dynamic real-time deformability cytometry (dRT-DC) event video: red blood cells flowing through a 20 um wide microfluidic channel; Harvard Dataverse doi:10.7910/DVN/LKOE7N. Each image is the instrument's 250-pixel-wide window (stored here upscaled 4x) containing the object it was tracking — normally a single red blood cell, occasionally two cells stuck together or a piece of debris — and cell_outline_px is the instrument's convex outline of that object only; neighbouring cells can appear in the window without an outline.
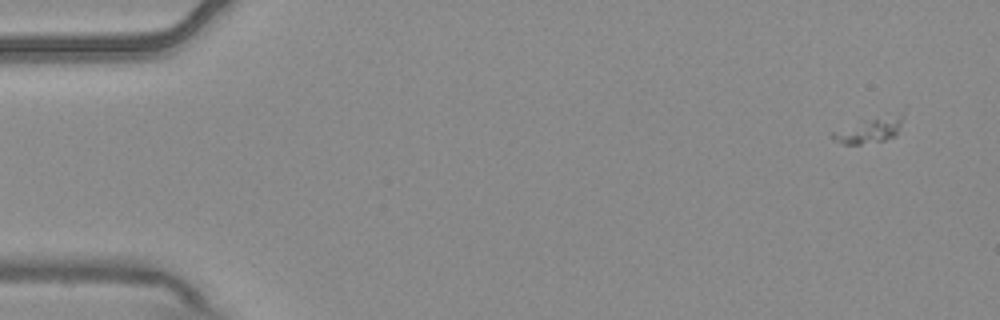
{"species": "common noctule bat (a hibernating species)", "species_latin": "Nyctalus noctula", "temperature_condition": "warm", "stored_images_in_passage": 4, "camera_frame_rate_fps": 3000, "um_per_image_px": 0.085, "animal": {"sex": "male", "body_mass_g": 20.4}, "frame": {"image": 1, "passage_image": 1, "time_ms": 0.0, "image_size_px": [1000, 320], "cell_outline_px": [[904, 116], [896, 136], [884, 140], [860, 144], [844, 144], [832, 136], [832, 132], [860, 120], [904, 104]], "centroid_in_image_um": [74.14, 10.87], "position_along_channel_um": 10.9, "area_um2": 11.56}}
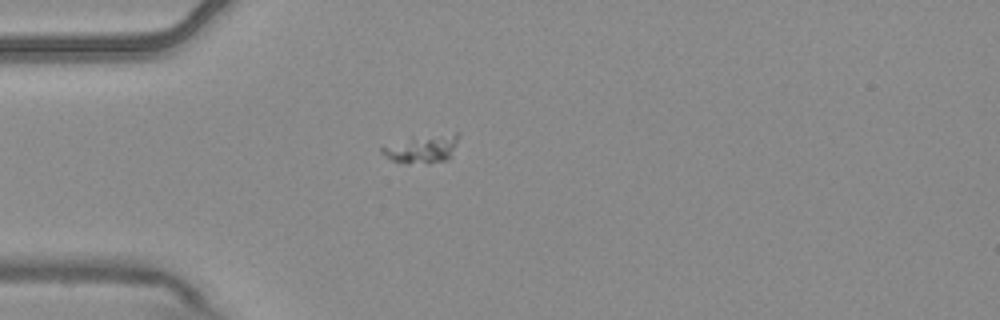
{"frame": {"image": 2, "passage_image": 4, "time_ms": 1.0, "image_size_px": [1000, 320], "cell_outline_px": [[460, 136], [452, 156], [448, 160], [428, 164], [408, 164], [392, 160], [380, 152], [380, 148], [412, 136], [456, 132], [460, 132]], "centroid_in_image_um": [35.95, 12.64], "position_along_channel_um": 49.1, "area_um2": 13.12}}